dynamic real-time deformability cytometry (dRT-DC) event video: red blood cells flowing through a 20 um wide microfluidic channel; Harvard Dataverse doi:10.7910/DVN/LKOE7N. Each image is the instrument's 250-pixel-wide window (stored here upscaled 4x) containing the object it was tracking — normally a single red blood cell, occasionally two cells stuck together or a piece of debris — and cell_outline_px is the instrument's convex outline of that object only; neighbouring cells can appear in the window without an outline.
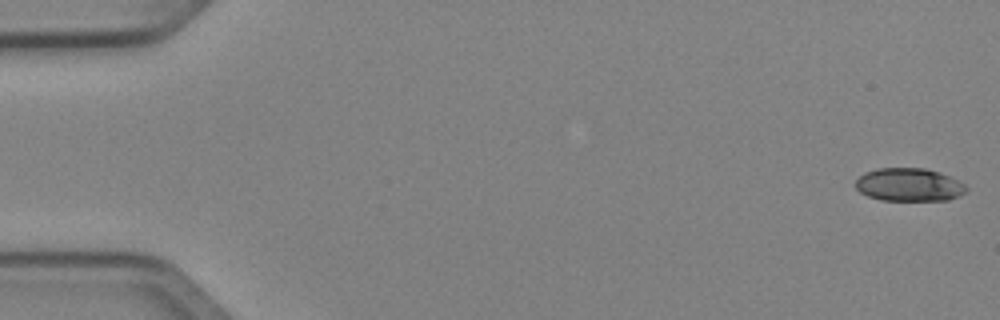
{"species": "Egyptian fruit bat (a non-hibernating species)", "species_latin": "Rousettus aegyptiacus", "temperature_condition": "cold", "stored_images_in_passage": 51, "camera_frame_rate_fps": 3000, "um_per_image_px": 0.085, "animal": {"sex": "female"}, "frame": {"image": 1, "passage_image": 1, "time_ms": 0.0, "image_size_px": [1000, 320], "cell_outline_px": [[968, 188], [960, 196], [948, 200], [880, 200], [868, 196], [860, 192], [856, 188], [856, 180], [864, 172], [876, 168], [924, 168], [940, 172], [960, 180]], "centroid_in_image_um": [77.28, 15.7], "position_along_channel_um": 7.7, "area_um2": 21.5}}
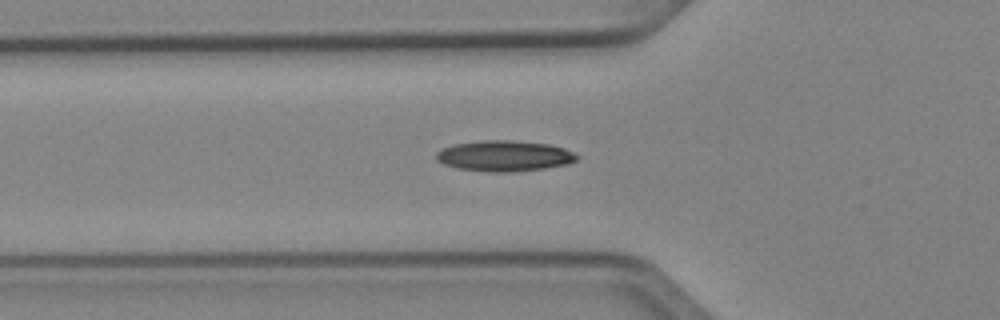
{"frame": {"image": 2, "passage_image": 18, "time_ms": 5.667, "image_size_px": [1000, 320], "cell_outline_px": [[580, 156], [576, 160], [568, 164], [544, 168], [512, 172], [488, 172], [456, 168], [444, 164], [436, 160], [436, 152], [440, 148], [452, 144], [480, 140], [512, 140], [548, 144], [564, 148]], "centroid_in_image_um": [42.83, 13.25], "position_along_channel_um": 83.0, "area_um2": 25.43}}
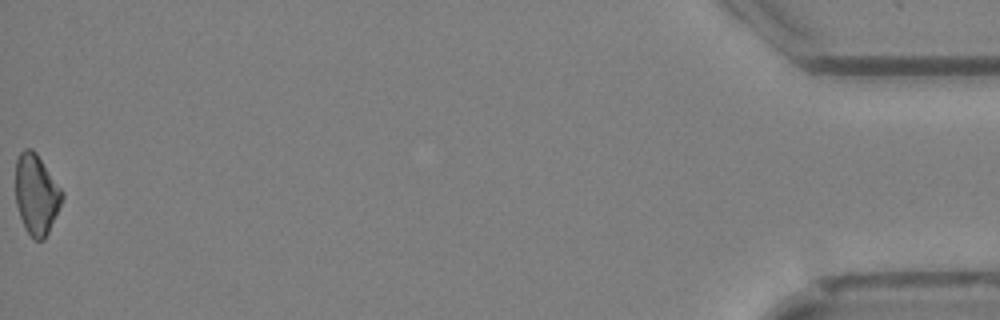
{"frame": {"image": 3, "passage_image": 51, "time_ms": 16.667, "image_size_px": [1000, 320], "cell_outline_px": [[64, 196], [48, 232], [44, 240], [36, 240], [24, 228], [16, 204], [16, 160], [20, 152], [24, 148], [32, 148], [36, 152], [64, 192]], "centroid_in_image_um": [3.08, 16.49], "position_along_channel_um": 432.1, "area_um2": 21.68}, "authors_computed_cell_mechanics": {"area_um2": 22.831, "velocity_mm_per_s": 4.0589, "shape_relaxation_time_tau1_ms": 5.7455, "shape_relaxation_time_tau2_ms": null, "deformation_change_tau1": 0.1228, "deformation_change_tau2": null}}